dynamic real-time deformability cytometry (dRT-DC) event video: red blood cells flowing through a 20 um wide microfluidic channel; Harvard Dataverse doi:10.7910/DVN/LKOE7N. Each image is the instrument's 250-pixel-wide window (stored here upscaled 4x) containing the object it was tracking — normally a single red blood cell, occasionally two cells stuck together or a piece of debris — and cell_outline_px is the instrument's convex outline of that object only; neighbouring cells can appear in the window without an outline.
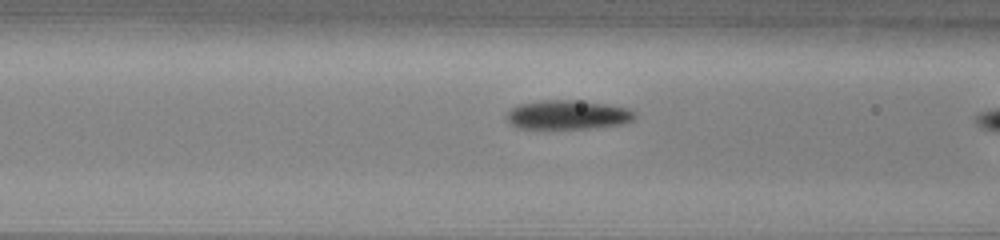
{"species": "common noctule bat (a hibernating species)", "species_latin": "Nyctalus noctula", "temperature_condition": "warm", "stored_images_in_passage": 19, "camera_frame_rate_fps": 3000, "um_per_image_px": 0.085, "animal": {"sex": "male", "body_mass_g": 13.0, "forearm_length_mm": 53.1}, "frame": {"image": 1, "passage_image": 17, "time_ms": 5.333, "image_size_px": [1000, 240], "cell_outline_px": [[636, 116], [632, 120], [620, 124], [592, 128], [520, 128], [512, 124], [504, 116], [516, 104], [540, 100], [576, 100], [604, 104], [628, 108], [636, 112]], "centroid_in_image_um": [48.23, 9.74], "position_along_channel_um": 118.4, "area_um2": 21.68}}